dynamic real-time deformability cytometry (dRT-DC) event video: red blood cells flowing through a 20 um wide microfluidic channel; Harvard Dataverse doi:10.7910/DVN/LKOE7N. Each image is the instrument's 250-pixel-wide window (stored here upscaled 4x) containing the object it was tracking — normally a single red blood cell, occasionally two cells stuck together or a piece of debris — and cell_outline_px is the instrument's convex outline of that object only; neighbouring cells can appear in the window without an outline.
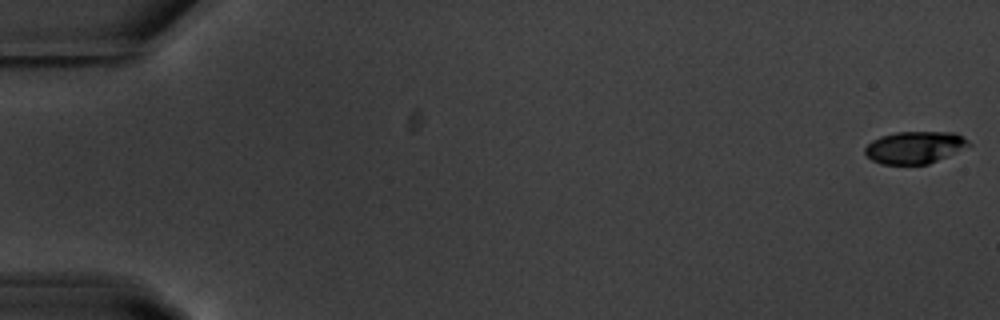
{"species": "common noctule bat (a hibernating species)", "species_latin": "Nyctalus noctula", "temperature_condition": "warm", "stored_images_in_passage": 8, "camera_frame_rate_fps": 3000, "um_per_image_px": 0.085, "animal": {"sex": "male", "body_mass_g": 20.1, "forearm_length_mm": 53.5}, "frame": {"image": 1, "passage_image": 1, "time_ms": 0.0, "image_size_px": [1000, 320], "cell_outline_px": [[972, 144], [928, 164], [880, 164], [872, 160], [864, 152], [864, 148], [872, 140], [880, 136], [896, 132], [956, 132], [968, 140]], "centroid_in_image_um": [77.72, 12.52], "position_along_channel_um": 7.3, "area_um2": 19.31}}